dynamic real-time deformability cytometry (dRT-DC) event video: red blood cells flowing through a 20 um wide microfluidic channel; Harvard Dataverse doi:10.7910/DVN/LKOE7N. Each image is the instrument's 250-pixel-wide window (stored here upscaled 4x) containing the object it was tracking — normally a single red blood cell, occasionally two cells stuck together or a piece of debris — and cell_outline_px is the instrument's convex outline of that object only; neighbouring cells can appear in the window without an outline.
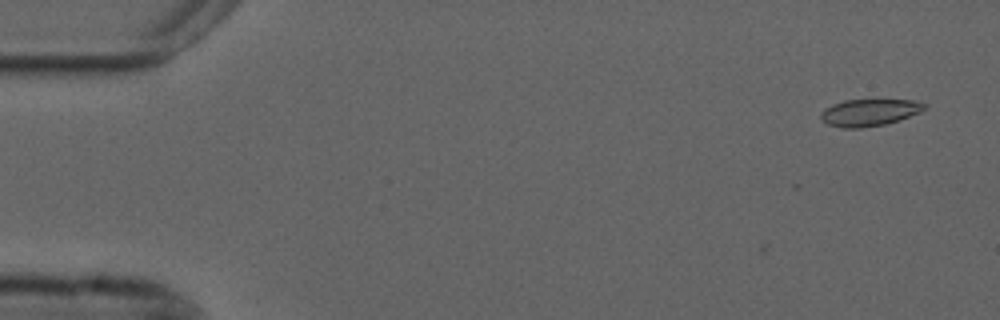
{"species": "common noctule bat (a hibernating species)", "species_latin": "Nyctalus noctula", "temperature_condition": "cold", "stored_images_in_passage": 3, "camera_frame_rate_fps": 3000, "um_per_image_px": 0.085, "animal": {"sex": "male", "forearm_length_mm": 52.5}, "frame": {"image": 1, "passage_image": 3, "time_ms": 0.667, "image_size_px": [1000, 320], "cell_outline_px": [[928, 104], [920, 112], [900, 120], [884, 124], [860, 128], [844, 128], [828, 124], [820, 116], [820, 112], [824, 108], [832, 104], [844, 100], [916, 100]], "centroid_in_image_um": [73.9, 9.55], "position_along_channel_um": 11.1, "area_um2": 16.24}}